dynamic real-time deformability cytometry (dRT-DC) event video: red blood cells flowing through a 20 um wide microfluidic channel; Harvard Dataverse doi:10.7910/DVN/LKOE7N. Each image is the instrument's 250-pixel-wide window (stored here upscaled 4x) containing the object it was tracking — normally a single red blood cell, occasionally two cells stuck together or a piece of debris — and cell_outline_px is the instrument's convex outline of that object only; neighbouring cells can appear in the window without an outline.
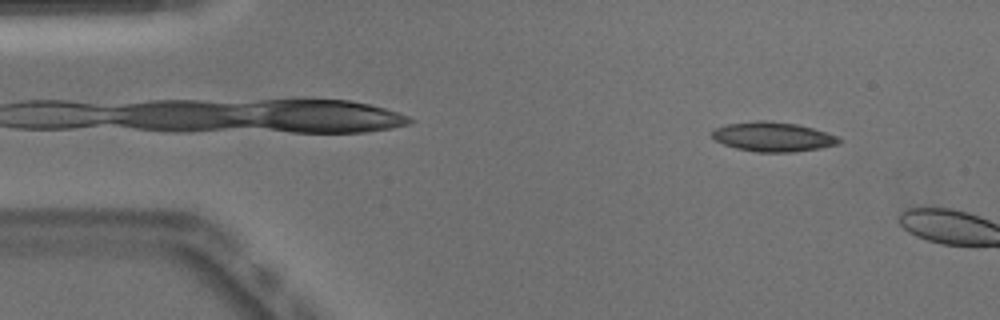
{"species": "Egyptian fruit bat (a non-hibernating species)", "species_latin": "Rousettus aegyptiacus", "temperature_condition": "warm", "stored_images_in_passage": 6, "camera_frame_rate_fps": 3000, "um_per_image_px": 0.085, "animal": {"sex": "male"}, "frame": {"image": 1, "passage_image": 4, "time_ms": 1.0, "image_size_px": [1000, 320], "cell_outline_px": [[840, 144], [820, 148], [792, 152], [756, 152], [736, 148], [724, 144], [716, 140], [712, 136], [712, 132], [716, 128], [728, 124], [756, 120], [768, 120], [796, 124], [812, 128], [836, 136], [840, 140]], "centroid_in_image_um": [65.69, 11.63], "position_along_channel_um": 19.3, "area_um2": 21.62}}